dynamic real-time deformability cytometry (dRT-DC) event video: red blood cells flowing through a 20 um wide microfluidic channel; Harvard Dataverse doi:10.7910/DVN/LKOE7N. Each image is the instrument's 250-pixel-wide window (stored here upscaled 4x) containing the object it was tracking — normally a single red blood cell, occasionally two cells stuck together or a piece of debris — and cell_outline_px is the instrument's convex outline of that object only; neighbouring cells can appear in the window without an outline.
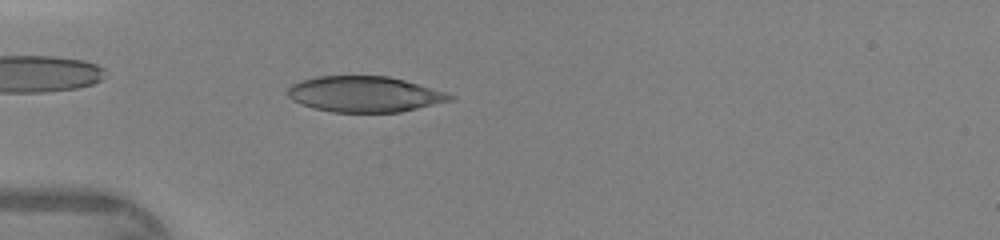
{"species": "human", "species_latin": "Homo sapiens", "temperature_condition": "warm", "stored_images_in_passage": 46, "camera_frame_rate_fps": 3000, "um_per_image_px": 0.085, "donor": {"sex": "female"}, "frame": {"image": 1, "passage_image": 14, "time_ms": 4.333, "image_size_px": [1000, 240], "cell_outline_px": [[456, 96], [452, 100], [400, 112], [332, 112], [312, 108], [300, 104], [292, 100], [288, 96], [288, 88], [292, 84], [300, 80], [316, 76], [388, 76], [404, 80], [444, 92]], "centroid_in_image_um": [30.94, 8.01], "position_along_channel_um": 54.1, "area_um2": 33.7}}
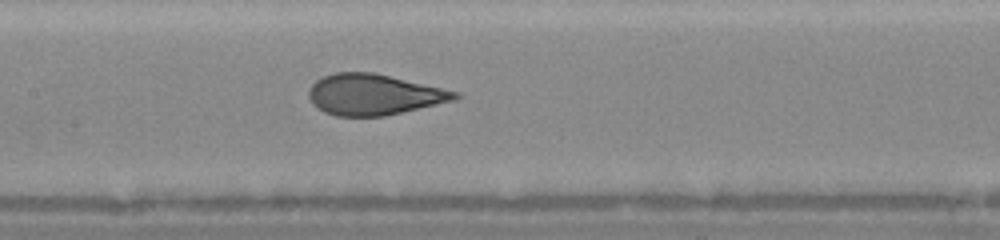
{"frame": {"image": 2, "passage_image": 23, "time_ms": 7.333, "image_size_px": [1000, 240], "cell_outline_px": [[460, 96], [456, 100], [384, 116], [336, 116], [324, 112], [316, 108], [312, 104], [308, 96], [308, 88], [316, 80], [324, 76], [336, 72], [372, 72], [460, 92]], "centroid_in_image_um": [31.75, 8.04], "position_along_channel_um": 175.7, "area_um2": 34.8}}
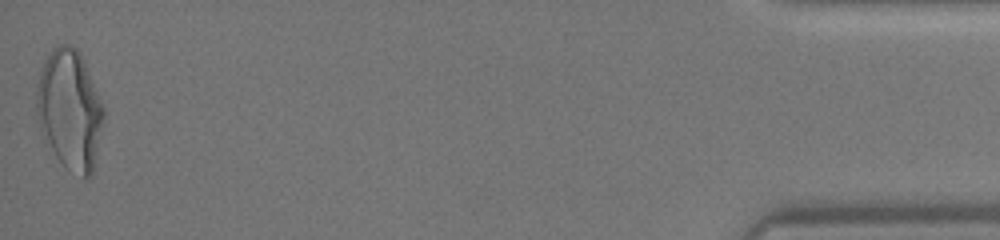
{"frame": {"image": 3, "passage_image": 46, "time_ms": 15.0, "image_size_px": [1000, 240], "cell_outline_px": [[104, 116], [92, 176], [88, 180], [64, 168], [56, 156], [40, 128], [36, 116], [36, 84], [40, 68], [44, 60], [52, 48], [56, 44], [72, 44], [80, 52], [104, 108]], "centroid_in_image_um": [5.91, 9.3], "position_along_channel_um": 429.3, "area_um2": 47.05}}